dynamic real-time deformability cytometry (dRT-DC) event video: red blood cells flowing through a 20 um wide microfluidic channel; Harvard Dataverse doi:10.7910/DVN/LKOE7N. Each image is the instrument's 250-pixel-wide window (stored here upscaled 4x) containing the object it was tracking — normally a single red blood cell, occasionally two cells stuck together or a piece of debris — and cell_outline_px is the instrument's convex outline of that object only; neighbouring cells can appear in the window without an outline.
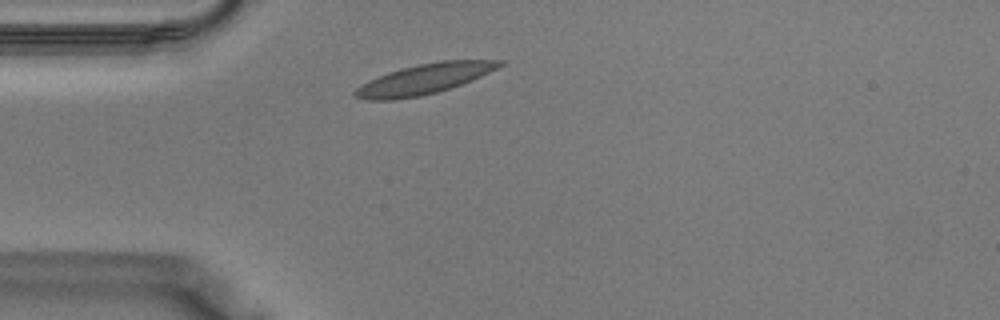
{"species": "Egyptian fruit bat (a non-hibernating species)", "species_latin": "Rousettus aegyptiacus", "temperature_condition": "warm", "stored_images_in_passage": 30, "camera_frame_rate_fps": 3000, "um_per_image_px": 0.085, "animal": {"sex": "male"}, "frame": {"image": 1, "passage_image": 1, "time_ms": 0.0, "image_size_px": [1000, 320], "cell_outline_px": [[504, 64], [472, 80], [436, 92], [420, 96], [392, 100], [368, 100], [352, 96], [352, 92], [356, 88], [368, 80], [388, 72], [400, 68], [420, 64], [444, 60], [504, 60]], "centroid_in_image_um": [36.0, 6.72], "position_along_channel_um": 49.0, "area_um2": 25.14}}
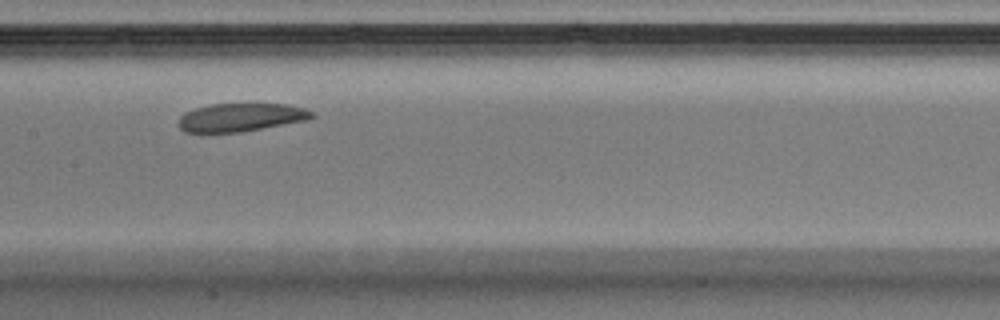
{"frame": {"image": 2, "passage_image": 10, "time_ms": 3.0, "image_size_px": [1000, 320], "cell_outline_px": [[316, 116], [308, 120], [240, 132], [184, 132], [180, 128], [180, 116], [184, 112], [196, 108], [212, 104], [288, 104], [304, 108], [312, 112]], "centroid_in_image_um": [20.5, 9.97], "position_along_channel_um": 186.9, "area_um2": 21.79}}
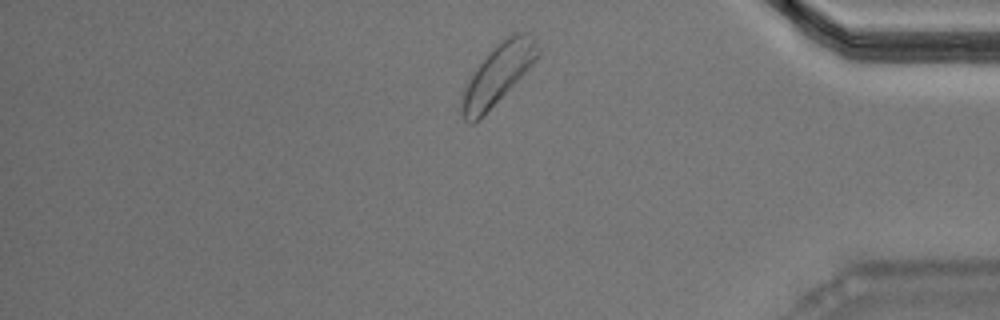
{"frame": {"image": 3, "passage_image": 24, "time_ms": 7.667, "image_size_px": [1000, 320], "cell_outline_px": [[540, 56], [480, 120], [472, 124], [468, 124], [464, 120], [460, 112], [460, 104], [464, 88], [472, 72], [492, 48], [496, 44], [512, 32], [528, 32], [536, 36], [540, 48]], "centroid_in_image_um": [42.32, 6.29], "position_along_channel_um": 392.9, "area_um2": 26.99}}